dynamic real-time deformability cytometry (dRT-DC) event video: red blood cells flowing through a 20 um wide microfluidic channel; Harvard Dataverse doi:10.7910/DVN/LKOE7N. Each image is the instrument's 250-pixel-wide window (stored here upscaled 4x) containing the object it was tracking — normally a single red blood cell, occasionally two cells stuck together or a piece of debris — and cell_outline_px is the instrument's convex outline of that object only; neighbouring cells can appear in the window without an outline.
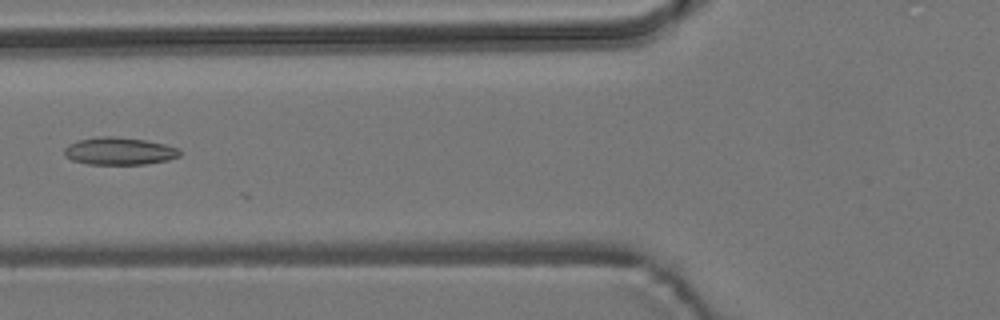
{"species": "common noctule bat (a hibernating species)", "species_latin": "Nyctalus noctula", "temperature_condition": "room temperature", "stored_images_in_passage": 8, "camera_frame_rate_fps": 3000, "um_per_image_px": 0.085, "animal": {"sex": "male", "body_mass_g": 19.2, "forearm_length_mm": 51.8}, "frame": {"image": 1, "passage_image": 7, "time_ms": 2.0, "image_size_px": [1000, 320], "cell_outline_px": [[180, 156], [168, 160], [148, 164], [88, 164], [72, 160], [64, 156], [64, 148], [68, 144], [80, 140], [100, 136], [112, 136], [144, 140], [164, 144], [180, 148]], "centroid_in_image_um": [10.14, 12.85], "position_along_channel_um": 115.7, "area_um2": 18.5}}